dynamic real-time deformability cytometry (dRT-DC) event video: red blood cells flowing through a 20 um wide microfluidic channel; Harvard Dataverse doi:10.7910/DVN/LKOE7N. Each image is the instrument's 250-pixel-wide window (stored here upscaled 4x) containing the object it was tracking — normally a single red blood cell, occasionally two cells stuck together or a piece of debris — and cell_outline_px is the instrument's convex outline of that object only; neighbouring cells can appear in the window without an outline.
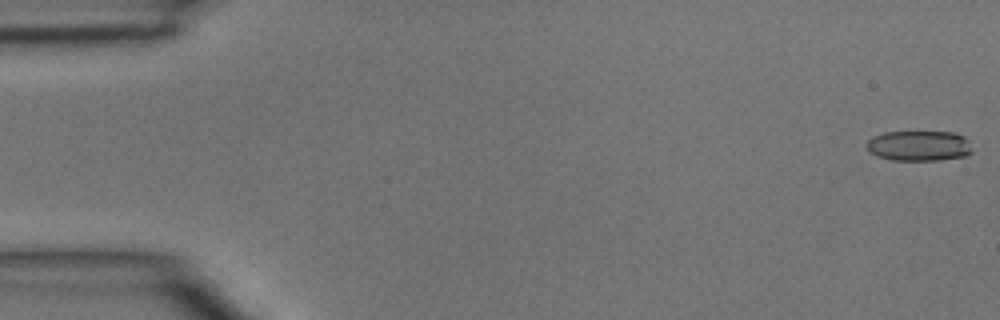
{"species": "common noctule bat (a hibernating species)", "species_latin": "Nyctalus noctula", "temperature_condition": "room temperature", "stored_images_in_passage": 18, "camera_frame_rate_fps": 3000, "um_per_image_px": 0.085, "animal": {"sex": "male", "body_mass_g": 15.6}, "frame": {"image": 1, "passage_image": 1, "time_ms": 0.0, "image_size_px": [1000, 320], "cell_outline_px": [[972, 152], [964, 156], [940, 160], [892, 160], [876, 156], [868, 152], [868, 140], [872, 136], [884, 132], [956, 132], [964, 136], [968, 140]], "centroid_in_image_um": [78.11, 12.39], "position_along_channel_um": 6.9, "area_um2": 18.73}}
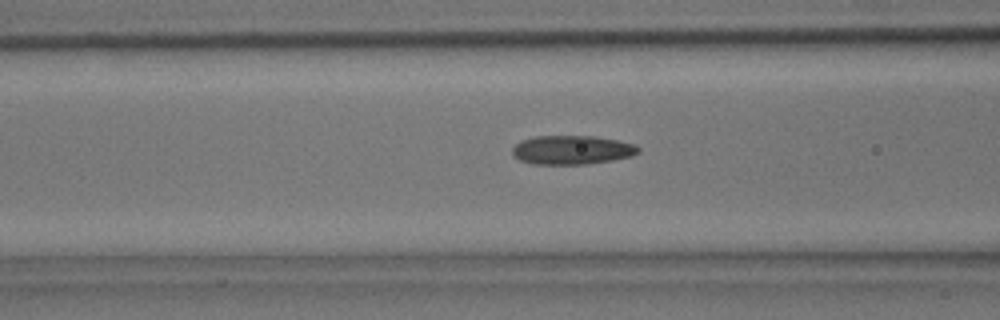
{"frame": {"image": 2, "passage_image": 18, "time_ms": 5.667, "image_size_px": [1000, 320], "cell_outline_px": [[640, 152], [632, 156], [612, 160], [588, 164], [532, 164], [520, 160], [512, 156], [512, 148], [520, 140], [536, 136], [592, 136], [616, 140], [632, 144], [640, 148]], "centroid_in_image_um": [48.58, 12.75], "position_along_channel_um": 118.0, "area_um2": 21.27}}